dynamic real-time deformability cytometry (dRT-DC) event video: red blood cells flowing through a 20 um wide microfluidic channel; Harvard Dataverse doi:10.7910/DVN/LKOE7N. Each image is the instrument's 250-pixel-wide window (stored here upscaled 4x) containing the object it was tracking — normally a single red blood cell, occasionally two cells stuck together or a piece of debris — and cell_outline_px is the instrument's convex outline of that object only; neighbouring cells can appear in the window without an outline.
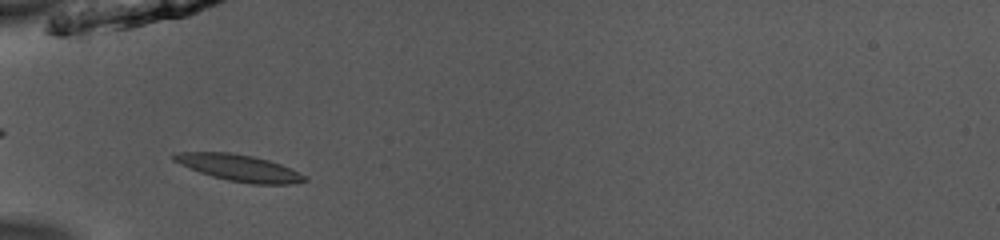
{"species": "common noctule bat (a hibernating species)", "species_latin": "Nyctalus noctula", "temperature_condition": "room temperature", "stored_images_in_passage": 31, "camera_frame_rate_fps": 3000, "um_per_image_px": 0.085, "animal": {"sex": "male", "body_mass_g": 13.0, "forearm_length_mm": 53.1}, "frame": {"image": 1, "passage_image": 3, "time_ms": 0.667, "image_size_px": [1000, 240], "cell_outline_px": [[308, 180], [288, 184], [252, 184], [228, 180], [212, 176], [200, 172], [180, 164], [172, 160], [168, 156], [172, 152], [232, 152], [252, 156], [268, 160], [280, 164], [300, 172], [308, 176]], "centroid_in_image_um": [20.29, 14.25], "position_along_channel_um": 64.7, "area_um2": 20.35}}
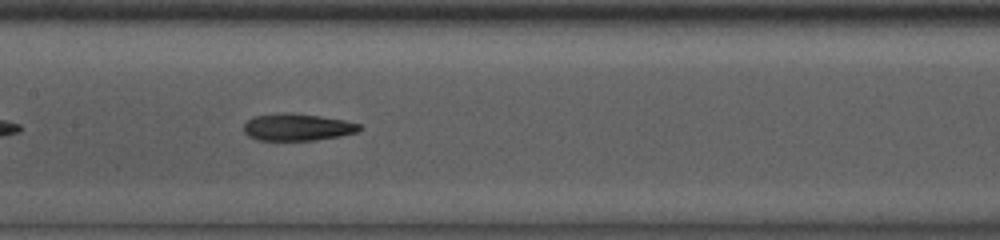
{"frame": {"image": 2, "passage_image": 12, "time_ms": 3.667, "image_size_px": [1000, 240], "cell_outline_px": [[364, 128], [356, 132], [340, 136], [316, 140], [256, 140], [248, 136], [244, 132], [244, 124], [248, 120], [256, 116], [320, 116], [344, 120], [360, 124]], "centroid_in_image_um": [25.34, 10.87], "position_along_channel_um": 182.1, "area_um2": 17.28}}
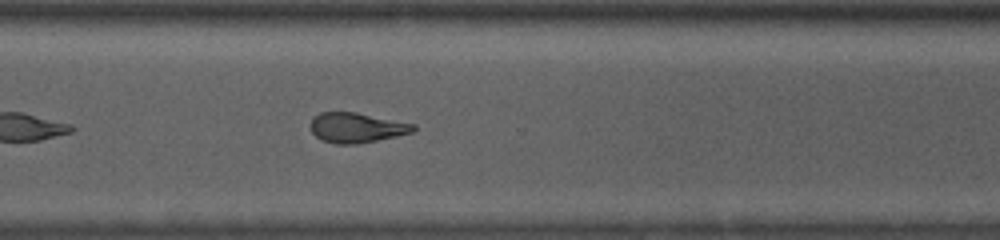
{"frame": {"image": 3, "passage_image": 24, "time_ms": 7.667, "image_size_px": [1000, 240], "cell_outline_px": [[416, 128], [412, 132], [396, 136], [356, 144], [336, 144], [320, 140], [312, 132], [312, 120], [320, 112], [356, 112], [416, 124]], "centroid_in_image_um": [30.32, 10.85], "position_along_channel_um": 340.3, "area_um2": 17.8}, "authors_computed_cell_mechanics": {"area_um2": 18.1492, "velocity_mm_per_s": 3.9714, "shape_relaxation_time_tau1_ms": null, "shape_relaxation_time_tau2_ms": 4.0159, "deformation_change_tau1": null, "deformation_change_tau2": 0.1428}}